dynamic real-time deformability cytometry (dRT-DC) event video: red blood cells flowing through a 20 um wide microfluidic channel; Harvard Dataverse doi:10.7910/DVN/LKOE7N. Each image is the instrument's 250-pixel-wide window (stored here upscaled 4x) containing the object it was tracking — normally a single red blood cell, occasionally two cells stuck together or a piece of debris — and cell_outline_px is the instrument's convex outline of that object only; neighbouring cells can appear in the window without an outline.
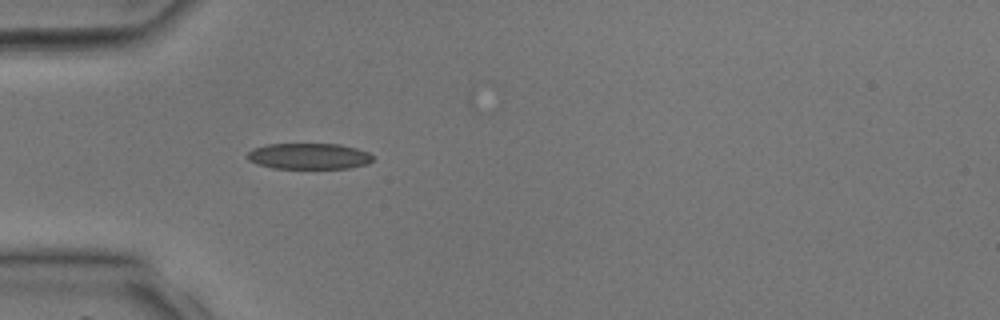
{"species": "common noctule bat (a hibernating species)", "species_latin": "Nyctalus noctula", "temperature_condition": "room temperature", "stored_images_in_passage": 28, "camera_frame_rate_fps": 3000, "um_per_image_px": 0.085, "animal": {"sex": "male", "body_mass_g": 17.9, "forearm_length_mm": 54.2}, "frame": {"image": 1, "passage_image": 1, "time_ms": 0.0, "image_size_px": [1000, 320], "cell_outline_px": [[372, 160], [368, 164], [348, 168], [272, 168], [256, 164], [248, 160], [248, 152], [252, 148], [268, 144], [340, 144], [356, 148], [368, 152], [372, 156]], "centroid_in_image_um": [26.24, 13.27], "position_along_channel_um": 58.8, "area_um2": 19.02}}
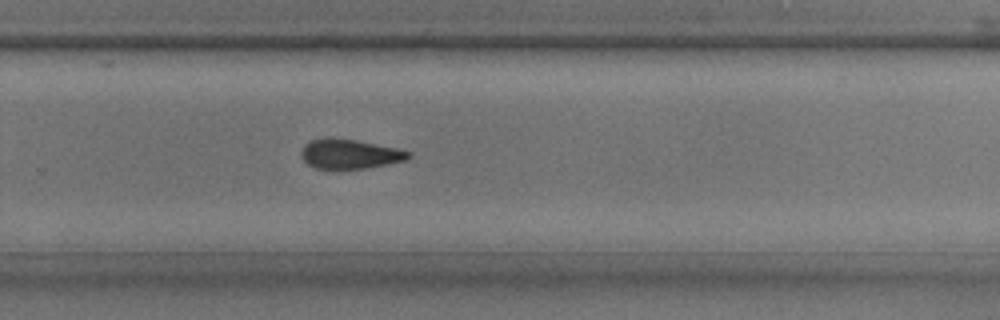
{"frame": {"image": 2, "passage_image": 15, "time_ms": 4.667, "image_size_px": [1000, 320], "cell_outline_px": [[412, 156], [408, 160], [364, 168], [316, 168], [308, 164], [300, 156], [300, 152], [304, 144], [312, 140], [328, 136], [332, 136], [356, 140], [396, 148], [412, 152]], "centroid_in_image_um": [29.72, 13.06], "position_along_channel_um": 300.1, "area_um2": 18.55}}
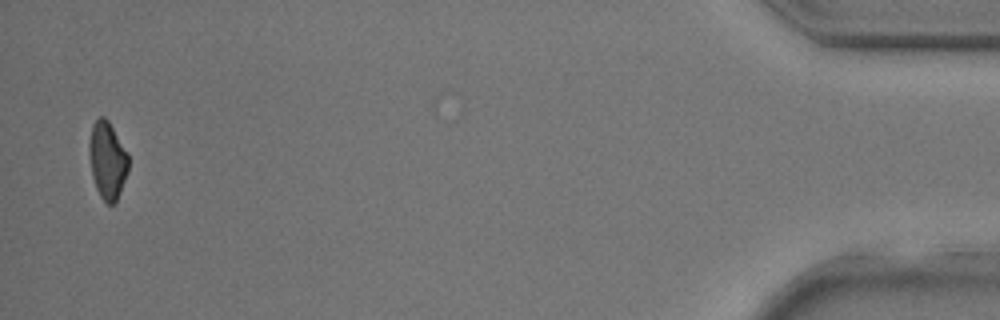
{"frame": {"image": 3, "passage_image": 27, "time_ms": 8.667, "image_size_px": [1000, 320], "cell_outline_px": [[128, 172], [120, 192], [116, 200], [112, 204], [108, 204], [100, 196], [96, 188], [92, 176], [88, 152], [88, 144], [92, 124], [100, 116], [104, 116], [108, 120], [128, 152]], "centroid_in_image_um": [9.12, 13.59], "position_along_channel_um": 426.1, "area_um2": 17.8}}